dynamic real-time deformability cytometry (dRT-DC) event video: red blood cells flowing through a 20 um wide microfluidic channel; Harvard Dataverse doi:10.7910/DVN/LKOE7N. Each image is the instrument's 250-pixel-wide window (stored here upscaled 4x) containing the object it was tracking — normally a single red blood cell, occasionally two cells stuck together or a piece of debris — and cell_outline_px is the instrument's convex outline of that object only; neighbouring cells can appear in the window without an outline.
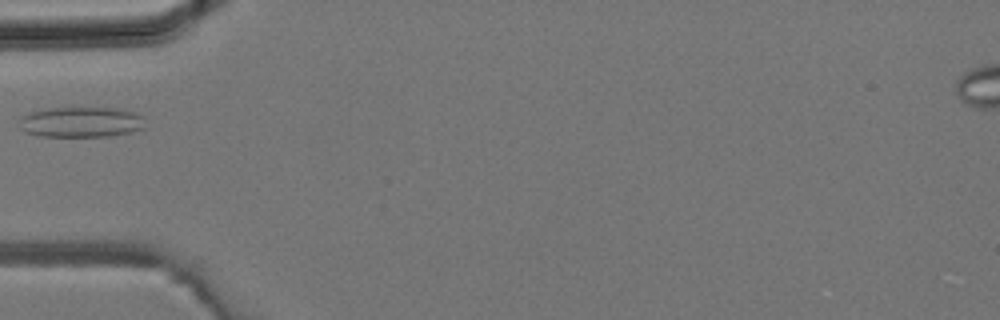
{"species": "common noctule bat (a hibernating species)", "species_latin": "Nyctalus noctula", "temperature_condition": "room temperature", "stored_images_in_passage": 26, "camera_frame_rate_fps": 3000, "um_per_image_px": 0.085, "animal": {"sex": "male", "body_mass_g": 19.2, "forearm_length_mm": 51.8}, "frame": {"image": 1, "passage_image": 1, "time_ms": 0.0, "image_size_px": [1000, 320], "cell_outline_px": [[144, 128], [132, 132], [108, 136], [40, 136], [24, 132], [20, 128], [20, 116], [44, 108], [120, 108], [136, 112], [144, 116]], "centroid_in_image_um": [6.91, 10.37], "position_along_channel_um": 78.1, "area_um2": 22.54}}
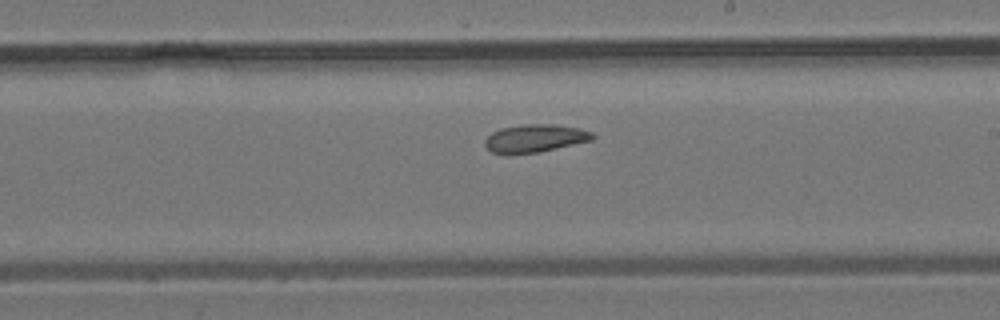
{"frame": {"image": 2, "passage_image": 11, "time_ms": 3.333, "image_size_px": [1000, 320], "cell_outline_px": [[596, 136], [592, 140], [536, 152], [492, 152], [484, 144], [484, 140], [492, 132], [504, 128], [524, 124], [556, 124], [580, 128], [592, 132]], "centroid_in_image_um": [45.53, 11.72], "position_along_channel_um": 243.5, "area_um2": 16.94}}
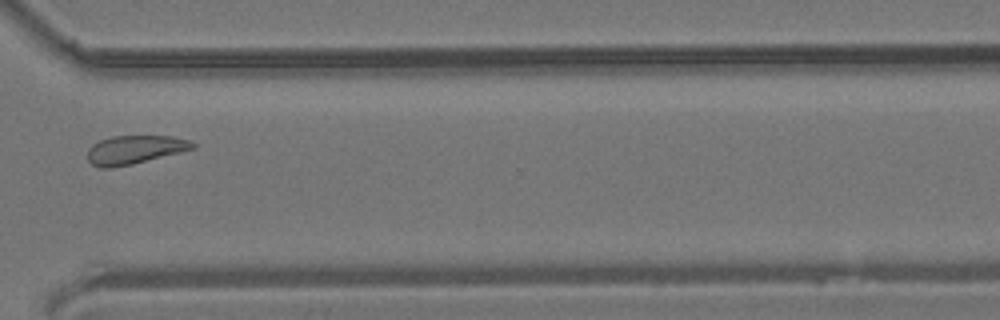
{"frame": {"image": 3, "passage_image": 18, "time_ms": 5.667, "image_size_px": [1000, 320], "cell_outline_px": [[196, 148], [132, 164], [112, 168], [100, 168], [92, 164], [88, 160], [88, 148], [92, 144], [100, 140], [112, 136], [172, 136], [188, 140], [196, 144]], "centroid_in_image_um": [11.43, 12.72], "position_along_channel_um": 359.2, "area_um2": 17.46}}